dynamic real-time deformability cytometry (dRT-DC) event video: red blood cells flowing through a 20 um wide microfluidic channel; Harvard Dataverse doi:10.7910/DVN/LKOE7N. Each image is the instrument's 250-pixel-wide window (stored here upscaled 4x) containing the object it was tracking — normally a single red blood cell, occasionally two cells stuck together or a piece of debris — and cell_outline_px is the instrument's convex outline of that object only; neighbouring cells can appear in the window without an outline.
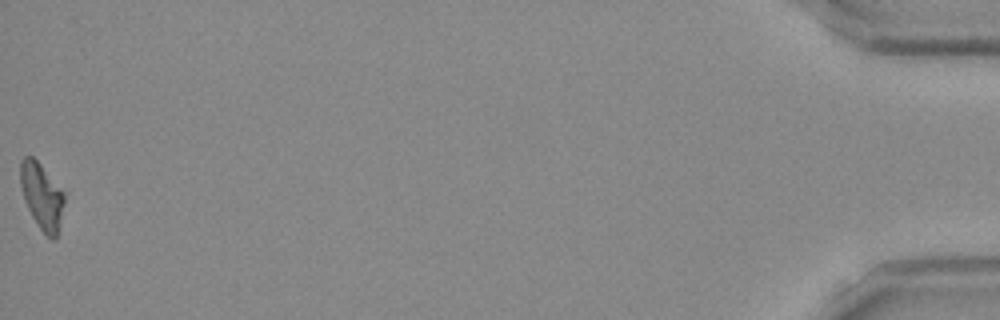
{"species": "Egyptian fruit bat (a non-hibernating species)", "species_latin": "Rousettus aegyptiacus", "temperature_condition": "room temperature", "stored_images_in_passage": 38, "camera_frame_rate_fps": 3000, "um_per_image_px": 0.085, "frame": {"image": 1, "passage_image": 38, "time_ms": 12.333, "image_size_px": [1000, 320], "cell_outline_px": [[64, 204], [56, 236], [52, 240], [40, 228], [32, 216], [24, 200], [20, 184], [20, 160], [24, 156], [32, 156], [40, 164], [64, 192]], "centroid_in_image_um": [3.53, 16.63], "position_along_channel_um": 431.7, "area_um2": 16.59}, "authors_computed_cell_mechanics": {"area_um2": 17.8602, "velocity_mm_per_s": 3.8866, "shape_relaxation_time_tau1_ms": null, "shape_relaxation_time_tau2_ms": 5.1809, "deformation_change_tau1": null, "deformation_change_tau2": 0.1247}}